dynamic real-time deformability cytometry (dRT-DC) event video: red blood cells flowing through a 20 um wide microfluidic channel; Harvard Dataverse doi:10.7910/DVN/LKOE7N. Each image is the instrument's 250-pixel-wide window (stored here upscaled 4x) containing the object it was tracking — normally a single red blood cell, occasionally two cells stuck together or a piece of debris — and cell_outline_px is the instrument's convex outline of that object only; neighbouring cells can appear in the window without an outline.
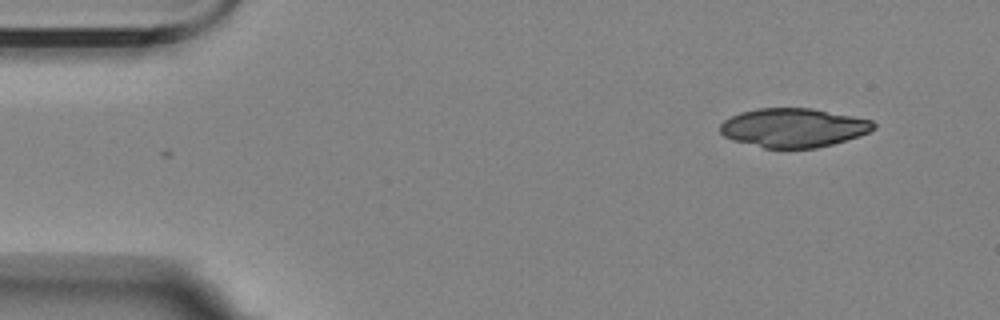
{"species": "Egyptian fruit bat (a non-hibernating species)", "species_latin": "Rousettus aegyptiacus", "temperature_condition": "room temperature", "stored_images_in_passage": 4, "segment_of_instrument_passage": [1, 2], "camera_frame_rate_fps": 3000, "um_per_image_px": 0.085, "animal": {"sex": "female"}, "frame": {"image": 1, "passage_image": 1, "time_ms": 0.0, "image_size_px": [1000, 320], "cell_outline_px": [[876, 128], [860, 136], [832, 144], [816, 148], [764, 148], [732, 140], [724, 136], [720, 132], [720, 124], [724, 120], [740, 112], [760, 108], [812, 108], [872, 120], [876, 124]], "centroid_in_image_um": [67.44, 10.86], "position_along_channel_um": 17.6, "area_um2": 34.85}}